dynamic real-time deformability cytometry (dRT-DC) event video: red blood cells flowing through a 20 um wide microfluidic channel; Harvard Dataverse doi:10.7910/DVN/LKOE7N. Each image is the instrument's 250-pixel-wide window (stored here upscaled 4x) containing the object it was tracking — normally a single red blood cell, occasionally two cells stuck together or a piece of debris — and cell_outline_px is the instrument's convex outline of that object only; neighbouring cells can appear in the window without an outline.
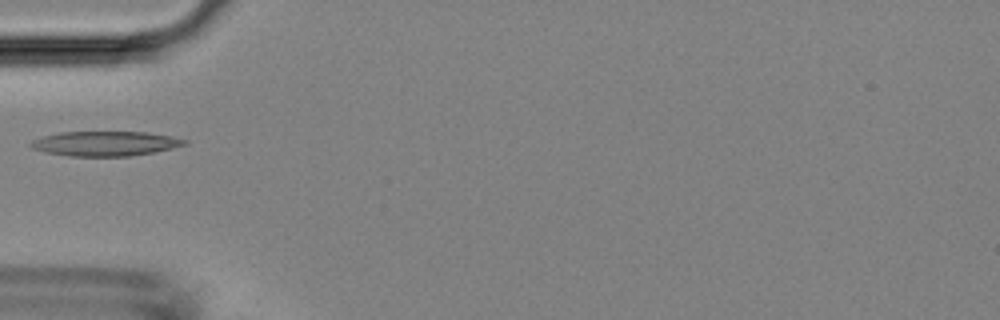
{"species": "Egyptian fruit bat (a non-hibernating species)", "species_latin": "Rousettus aegyptiacus", "temperature_condition": "room temperature", "stored_images_in_passage": 6, "camera_frame_rate_fps": 3000, "um_per_image_px": 0.085, "animal": {"sex": "female"}, "frame": {"image": 1, "passage_image": 5, "time_ms": 4.667, "image_size_px": [1000, 320], "cell_outline_px": [[188, 144], [172, 148], [132, 156], [68, 156], [44, 152], [32, 148], [28, 144], [32, 140], [44, 136], [60, 132], [144, 132], [172, 136], [188, 140]], "centroid_in_image_um": [8.94, 12.2], "position_along_channel_um": 76.1, "area_um2": 22.14}}